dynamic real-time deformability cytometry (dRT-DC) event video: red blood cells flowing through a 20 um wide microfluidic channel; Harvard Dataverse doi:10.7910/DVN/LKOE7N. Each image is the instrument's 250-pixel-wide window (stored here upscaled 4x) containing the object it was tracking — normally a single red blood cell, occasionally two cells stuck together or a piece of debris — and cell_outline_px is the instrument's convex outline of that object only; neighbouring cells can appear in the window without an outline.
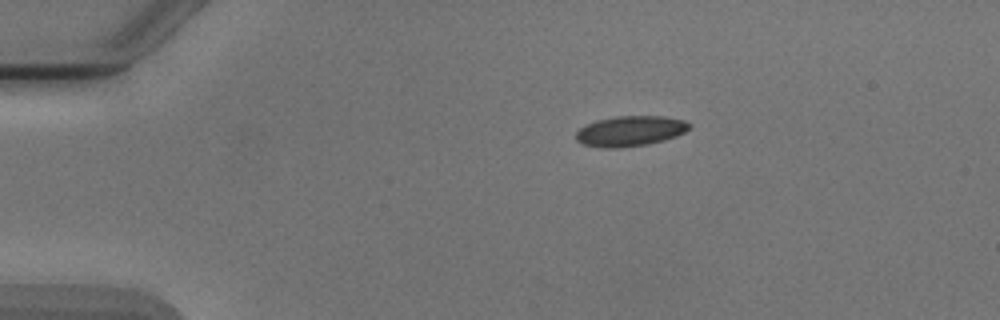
{"species": "Egyptian fruit bat (a non-hibernating species)", "species_latin": "Rousettus aegyptiacus", "temperature_condition": "cold", "stored_images_in_passage": 2, "camera_frame_rate_fps": 3000, "um_per_image_px": 0.085, "animal": {"sex": "male"}, "frame": {"image": 1, "passage_image": 1, "time_ms": 0.0, "image_size_px": [1000, 320], "cell_outline_px": [[692, 124], [684, 132], [676, 136], [664, 140], [648, 144], [616, 148], [600, 148], [584, 144], [576, 140], [576, 132], [580, 128], [596, 120], [616, 116], [664, 116], [684, 120]], "centroid_in_image_um": [53.57, 11.14], "position_along_channel_um": 31.4, "area_um2": 20.0}}